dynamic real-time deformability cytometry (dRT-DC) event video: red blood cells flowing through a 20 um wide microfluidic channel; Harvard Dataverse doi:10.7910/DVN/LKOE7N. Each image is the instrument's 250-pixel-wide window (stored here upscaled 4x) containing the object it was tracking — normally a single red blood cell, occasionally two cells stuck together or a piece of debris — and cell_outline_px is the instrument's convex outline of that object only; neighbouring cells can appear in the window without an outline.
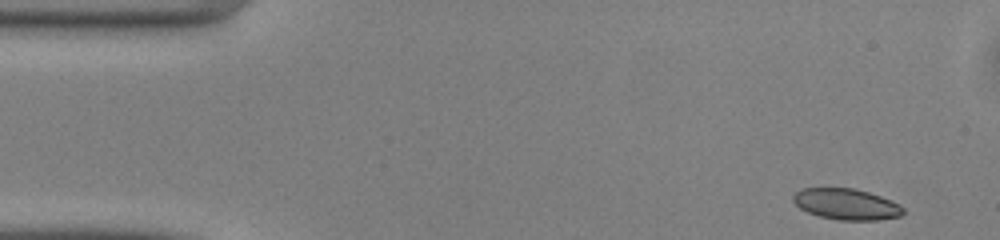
{"species": "common noctule bat (a hibernating species)", "species_latin": "Nyctalus noctula", "temperature_condition": "warm", "stored_images_in_passage": 47, "camera_frame_rate_fps": 3000, "um_per_image_px": 0.085, "animal": {"sex": "male", "body_mass_g": 13.0, "forearm_length_mm": 53.1}, "frame": {"image": 1, "passage_image": 1, "time_ms": 0.0, "image_size_px": [1000, 240], "cell_outline_px": [[904, 212], [900, 216], [876, 220], [840, 220], [820, 216], [808, 212], [800, 208], [792, 200], [792, 196], [796, 192], [804, 188], [856, 188], [880, 196], [900, 204], [904, 208]], "centroid_in_image_um": [71.95, 17.35], "position_along_channel_um": 13.1, "area_um2": 19.83}}
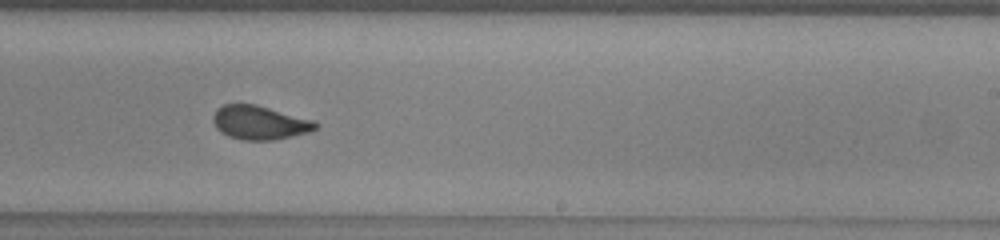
{"frame": {"image": 2, "passage_image": 27, "time_ms": 8.667, "image_size_px": [1000, 240], "cell_outline_px": [[320, 124], [316, 128], [308, 132], [292, 136], [272, 140], [244, 140], [228, 136], [220, 132], [216, 128], [212, 120], [212, 116], [216, 108], [224, 104], [256, 104], [312, 120]], "centroid_in_image_um": [22.02, 10.42], "position_along_channel_um": 267.0, "area_um2": 20.17}}
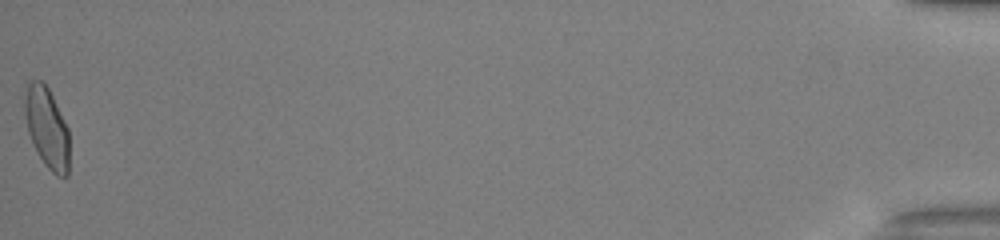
{"frame": {"image": 3, "passage_image": 47, "time_ms": 15.333, "image_size_px": [1000, 240], "cell_outline_px": [[68, 176], [64, 180], [56, 176], [44, 164], [36, 152], [28, 132], [24, 116], [24, 100], [28, 80], [44, 80], [68, 128]], "centroid_in_image_um": [3.97, 10.87], "position_along_channel_um": 431.2, "area_um2": 21.21}, "authors_computed_cell_mechanics": {"area_um2": 20.5768, "velocity_mm_per_s": 4.1128, "shape_relaxation_time_tau1_ms": 3.5259, "shape_relaxation_time_tau2_ms": 0.8504, "deformation_change_tau1": 0.122, "deformation_change_tau2": 0.0562}}